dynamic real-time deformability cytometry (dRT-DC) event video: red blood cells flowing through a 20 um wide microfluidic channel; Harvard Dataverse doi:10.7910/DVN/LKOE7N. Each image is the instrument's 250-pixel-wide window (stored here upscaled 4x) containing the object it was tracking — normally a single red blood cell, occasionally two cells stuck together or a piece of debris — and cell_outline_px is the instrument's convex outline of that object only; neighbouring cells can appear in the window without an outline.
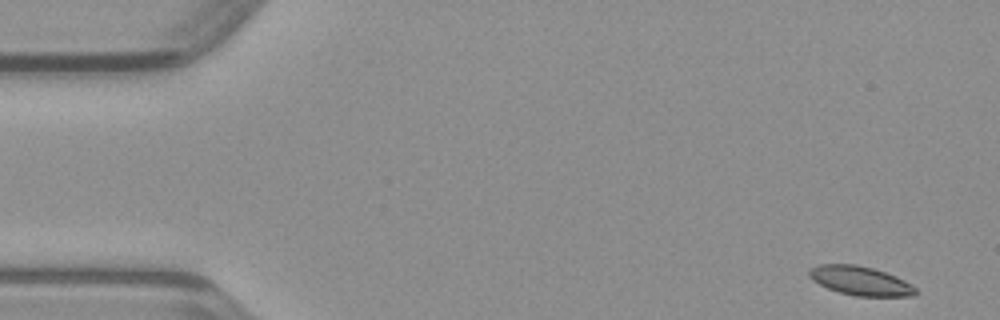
{"species": "common noctule bat (a hibernating species)", "species_latin": "Nyctalus noctula", "temperature_condition": "warm", "stored_images_in_passage": 46, "camera_frame_rate_fps": 3000, "um_per_image_px": 0.085, "animal": {"sex": "male", "body_mass_g": 23.1, "forearm_length_mm": 52.7}, "frame": {"image": 1, "passage_image": 1, "time_ms": 0.0, "image_size_px": [1000, 320], "cell_outline_px": [[920, 292], [916, 296], [856, 296], [840, 292], [828, 288], [812, 280], [808, 276], [808, 268], [820, 264], [856, 264], [872, 268], [896, 276], [912, 284]], "centroid_in_image_um": [73.15, 23.86], "position_along_channel_um": 11.9, "area_um2": 18.15}}
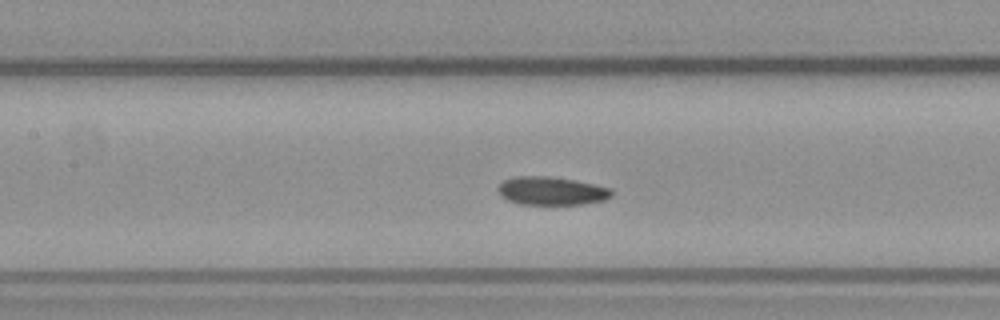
{"frame": {"image": 2, "passage_image": 20, "time_ms": 6.333, "image_size_px": [1000, 320], "cell_outline_px": [[612, 196], [604, 200], [580, 204], [520, 204], [508, 200], [496, 188], [504, 180], [516, 176], [548, 176], [576, 180], [612, 188]], "centroid_in_image_um": [46.9, 16.22], "position_along_channel_um": 160.5, "area_um2": 18.61}}
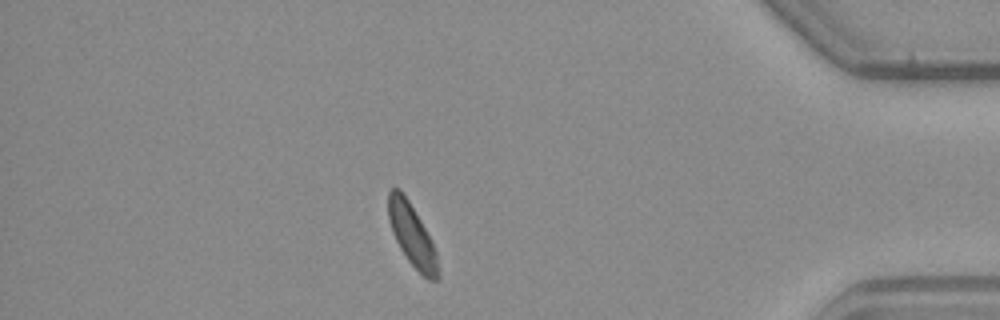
{"frame": {"image": 3, "passage_image": 40, "time_ms": 13.0, "image_size_px": [1000, 320], "cell_outline_px": [[440, 276], [436, 280], [428, 280], [408, 260], [400, 248], [392, 232], [388, 220], [388, 192], [392, 188], [400, 188], [408, 200], [432, 240], [436, 252]], "centroid_in_image_um": [35.02, 19.98], "position_along_channel_um": 400.2, "area_um2": 17.86}}